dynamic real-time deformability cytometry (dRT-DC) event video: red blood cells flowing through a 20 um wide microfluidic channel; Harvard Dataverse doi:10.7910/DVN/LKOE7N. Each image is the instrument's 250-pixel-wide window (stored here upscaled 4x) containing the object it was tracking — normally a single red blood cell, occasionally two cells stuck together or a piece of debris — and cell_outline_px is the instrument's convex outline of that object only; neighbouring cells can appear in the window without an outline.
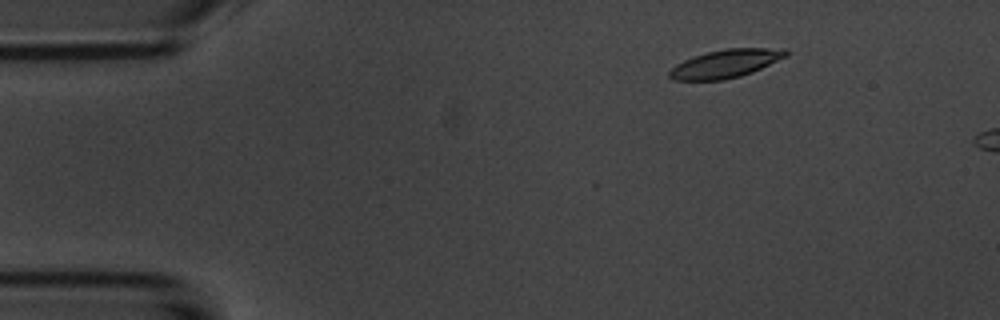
{"species": "common noctule bat (a hibernating species)", "species_latin": "Nyctalus noctula", "temperature_condition": "room temperature", "stored_images_in_passage": 6, "camera_frame_rate_fps": 3000, "um_per_image_px": 0.085, "animal": {"sex": "male", "body_mass_g": 20.1, "forearm_length_mm": 53.5}, "frame": {"image": 1, "passage_image": 2, "time_ms": 0.333, "image_size_px": [1000, 320], "cell_outline_px": [[792, 52], [788, 56], [752, 72], [740, 76], [724, 80], [672, 80], [668, 76], [668, 72], [676, 64], [692, 56], [724, 48], [788, 48]], "centroid_in_image_um": [61.72, 5.4], "position_along_channel_um": 23.3, "area_um2": 19.42}}